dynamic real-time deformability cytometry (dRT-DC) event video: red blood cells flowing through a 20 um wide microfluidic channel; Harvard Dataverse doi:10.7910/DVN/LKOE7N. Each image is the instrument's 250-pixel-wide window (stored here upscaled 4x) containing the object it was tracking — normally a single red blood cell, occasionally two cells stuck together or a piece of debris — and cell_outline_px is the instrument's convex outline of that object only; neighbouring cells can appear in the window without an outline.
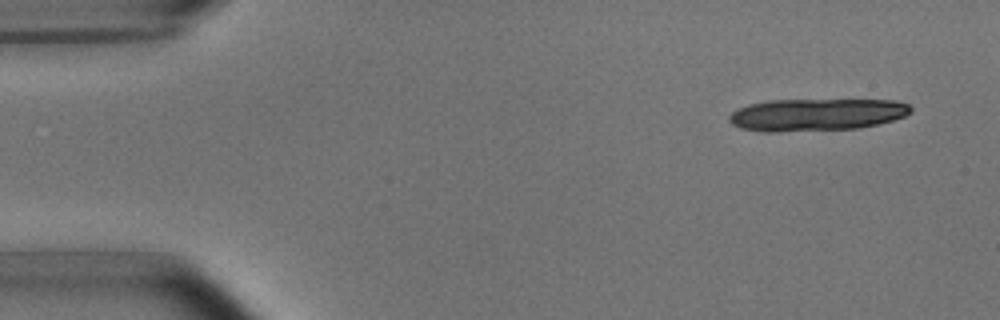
{"species": "common noctule bat (a hibernating species)", "species_latin": "Nyctalus noctula", "temperature_condition": "room temperature", "stored_images_in_passage": 7, "camera_frame_rate_fps": 3000, "um_per_image_px": 0.085, "animal": {"sex": "male", "body_mass_g": 15.6}, "frame": {"image": 1, "passage_image": 1, "time_ms": 0.0, "image_size_px": [1000, 320], "cell_outline_px": [[912, 112], [904, 116], [892, 120], [860, 128], [776, 132], [760, 132], [740, 128], [732, 124], [728, 120], [728, 116], [732, 112], [748, 104], [772, 100], [896, 100], [908, 104], [912, 108]], "centroid_in_image_um": [69.38, 9.75], "position_along_channel_um": 15.6, "area_um2": 34.28}}
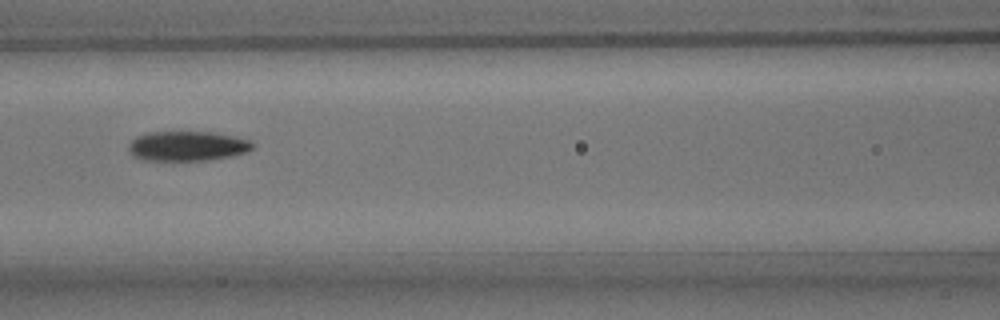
{"frame": {"image": 2, "passage_image": 6, "time_ms": 6.667, "image_size_px": [1000, 320], "cell_outline_px": [[256, 148], [248, 152], [232, 156], [208, 160], [144, 160], [132, 156], [128, 148], [128, 144], [136, 136], [148, 132], [212, 132], [236, 136], [252, 140], [256, 144]], "centroid_in_image_um": [15.99, 12.41], "position_along_channel_um": 150.6, "area_um2": 21.91}}
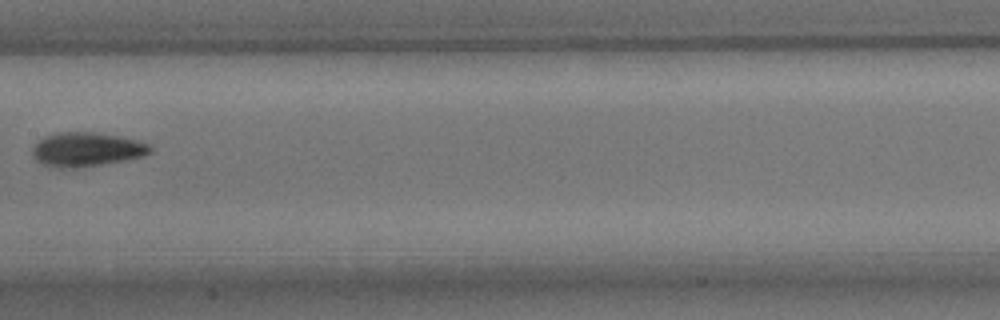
{"frame": {"image": 3, "passage_image": 7, "time_ms": 8.0, "image_size_px": [1000, 320], "cell_outline_px": [[152, 152], [144, 156], [124, 160], [100, 164], [68, 168], [52, 168], [36, 160], [32, 156], [32, 148], [36, 140], [44, 136], [56, 132], [92, 132], [116, 136], [136, 140], [148, 144], [152, 148]], "centroid_in_image_um": [7.29, 12.7], "position_along_channel_um": 200.1, "area_um2": 23.35}}